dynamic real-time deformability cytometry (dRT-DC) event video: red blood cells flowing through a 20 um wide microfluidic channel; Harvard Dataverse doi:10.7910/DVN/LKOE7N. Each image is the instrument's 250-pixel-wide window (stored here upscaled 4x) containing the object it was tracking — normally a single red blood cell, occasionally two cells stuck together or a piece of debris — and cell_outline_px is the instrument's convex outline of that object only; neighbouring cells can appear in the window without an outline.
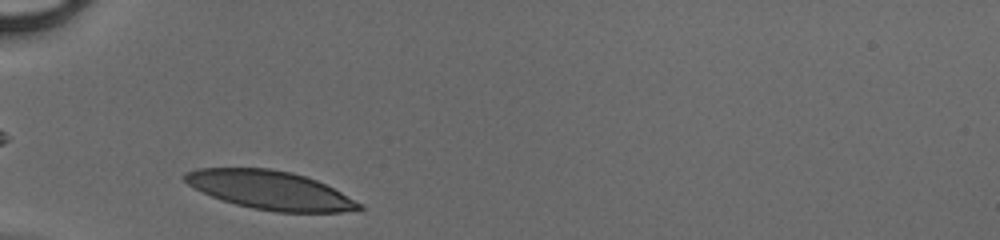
{"species": "human", "species_latin": "Homo sapiens", "temperature_condition": "cold", "stored_images_in_passage": 30, "camera_frame_rate_fps": 3000, "um_per_image_px": 0.085, "donor": {"sex": "male"}, "frame": {"image": 1, "passage_image": 1, "time_ms": 0.0, "image_size_px": [1000, 240], "cell_outline_px": [[364, 208], [340, 212], [276, 212], [252, 208], [236, 204], [212, 196], [188, 184], [184, 180], [184, 172], [200, 168], [268, 168], [292, 172], [316, 180], [364, 204]], "centroid_in_image_um": [22.98, 16.16], "position_along_channel_um": 62.0, "area_um2": 38.78}}
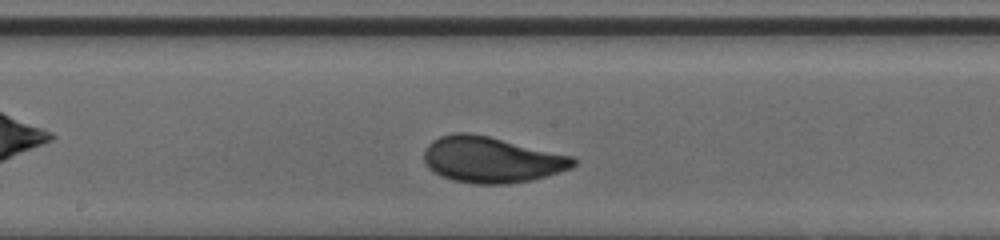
{"frame": {"image": 2, "passage_image": 12, "time_ms": 3.667, "image_size_px": [1000, 240], "cell_outline_px": [[576, 164], [572, 168], [560, 172], [532, 180], [508, 184], [472, 184], [452, 180], [440, 176], [432, 172], [424, 164], [424, 148], [432, 140], [440, 136], [452, 132], [468, 132], [488, 136], [576, 156]], "centroid_in_image_um": [41.77, 13.57], "position_along_channel_um": 206.4, "area_um2": 40.69}}
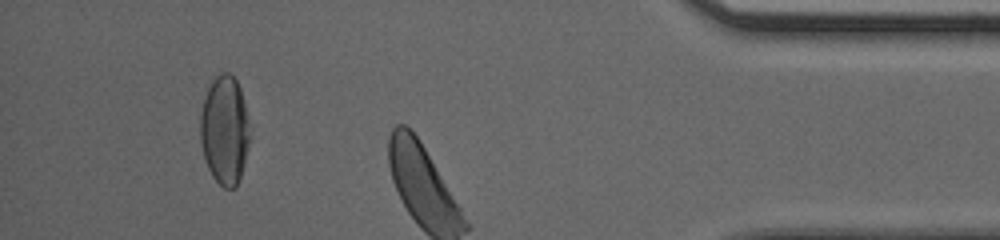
{"frame": {"image": 3, "passage_image": 27, "time_ms": 8.667, "image_size_px": [1000, 240], "cell_outline_px": [[248, 144], [244, 164], [240, 180], [232, 188], [224, 188], [212, 176], [208, 168], [204, 156], [200, 140], [200, 116], [204, 100], [208, 88], [212, 80], [216, 76], [224, 72], [228, 72], [236, 80], [240, 88], [248, 120]], "centroid_in_image_um": [19.08, 11.07], "position_along_channel_um": 416.1, "area_um2": 30.92}}